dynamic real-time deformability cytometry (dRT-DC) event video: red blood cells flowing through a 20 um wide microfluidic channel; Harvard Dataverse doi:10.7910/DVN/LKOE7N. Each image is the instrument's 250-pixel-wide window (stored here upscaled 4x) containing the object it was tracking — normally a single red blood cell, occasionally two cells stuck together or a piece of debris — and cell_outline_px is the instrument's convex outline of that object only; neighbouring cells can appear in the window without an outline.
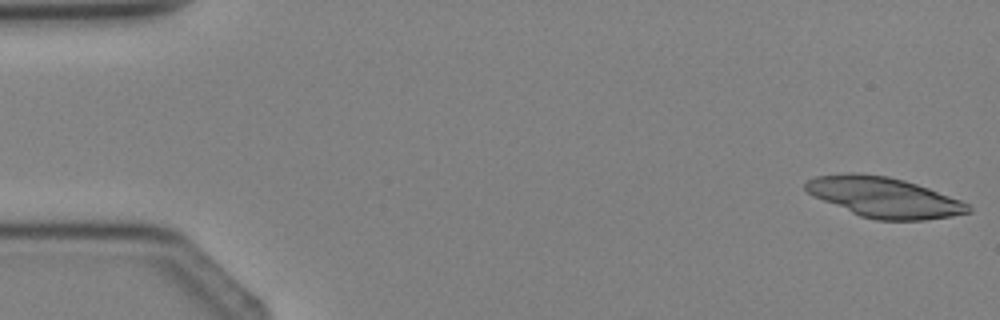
{"species": "Egyptian fruit bat (a non-hibernating species)", "species_latin": "Rousettus aegyptiacus", "temperature_condition": "cold", "stored_images_in_passage": 4, "camera_frame_rate_fps": 3000, "um_per_image_px": 0.085, "animal": {"sex": "female"}, "frame": {"image": 1, "passage_image": 1, "time_ms": 0.0, "image_size_px": [1000, 320], "cell_outline_px": [[972, 212], [952, 216], [924, 220], [876, 220], [860, 216], [812, 196], [804, 188], [804, 184], [808, 180], [816, 176], [852, 172], [856, 172], [888, 176], [904, 180], [928, 188], [960, 200], [968, 204], [972, 208]], "centroid_in_image_um": [75.13, 16.77], "position_along_channel_um": 9.9, "area_um2": 38.09}}